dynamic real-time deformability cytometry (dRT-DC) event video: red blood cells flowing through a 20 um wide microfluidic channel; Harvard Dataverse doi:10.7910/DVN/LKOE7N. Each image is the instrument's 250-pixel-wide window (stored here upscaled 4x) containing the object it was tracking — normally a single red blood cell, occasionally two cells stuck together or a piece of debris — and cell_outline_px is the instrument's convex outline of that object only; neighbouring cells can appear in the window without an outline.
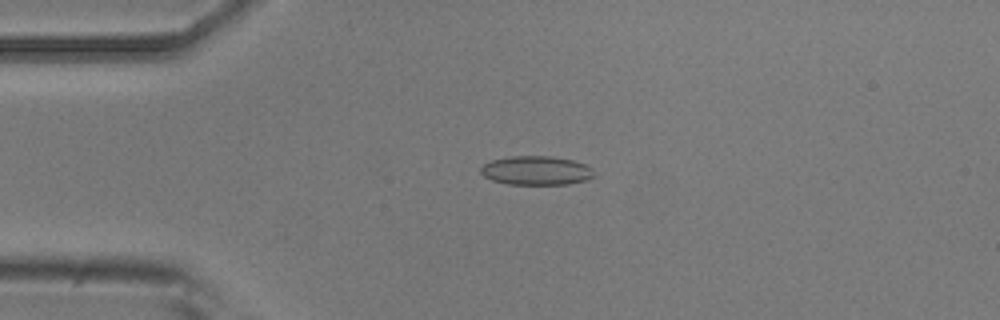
{"species": "common noctule bat (a hibernating species)", "species_latin": "Nyctalus noctula", "temperature_condition": "room temperature", "stored_images_in_passage": 50, "camera_frame_rate_fps": 3000, "um_per_image_px": 0.085, "animal": {"sex": "male", "body_mass_g": 20.5, "forearm_length_mm": 52.5}, "frame": {"image": 1, "passage_image": 11, "time_ms": 3.333, "image_size_px": [1000, 320], "cell_outline_px": [[592, 176], [588, 180], [568, 184], [508, 184], [492, 180], [484, 176], [480, 172], [480, 168], [484, 164], [492, 160], [512, 156], [548, 156], [572, 160], [584, 164], [592, 168]], "centroid_in_image_um": [45.56, 14.5], "position_along_channel_um": 39.4, "area_um2": 18.96}}
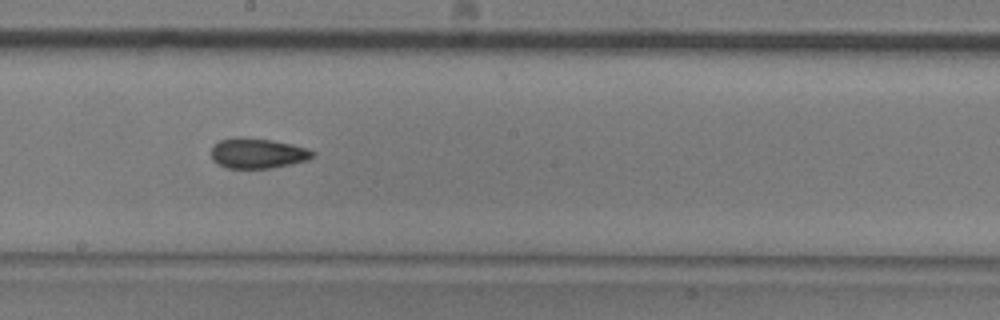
{"frame": {"image": 2, "passage_image": 27, "time_ms": 8.667, "image_size_px": [1000, 320], "cell_outline_px": [[316, 156], [308, 160], [292, 164], [272, 168], [228, 168], [216, 164], [212, 160], [212, 148], [220, 140], [236, 136], [240, 136], [272, 140], [292, 144], [308, 148], [316, 152]], "centroid_in_image_um": [21.93, 13.02], "position_along_channel_um": 226.3, "area_um2": 18.15}}
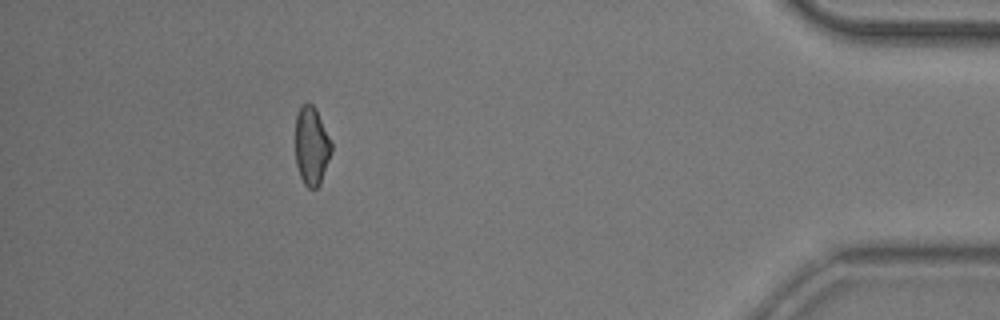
{"frame": {"image": 3, "passage_image": 45, "time_ms": 14.667, "image_size_px": [1000, 320], "cell_outline_px": [[332, 152], [320, 184], [316, 188], [308, 188], [304, 184], [300, 176], [296, 164], [296, 116], [300, 104], [312, 104], [316, 108], [332, 140]], "centroid_in_image_um": [26.5, 12.39], "position_along_channel_um": 408.7, "area_um2": 16.7}, "authors_computed_cell_mechanics": {"area_um2": 17.9758, "velocity_mm_per_s": 3.9609, "shape_relaxation_time_tau1_ms": 6.6554, "shape_relaxation_time_tau2_ms": 3.1008, "deformation_change_tau1": 0.152, "deformation_change_tau2": 0.0891}}